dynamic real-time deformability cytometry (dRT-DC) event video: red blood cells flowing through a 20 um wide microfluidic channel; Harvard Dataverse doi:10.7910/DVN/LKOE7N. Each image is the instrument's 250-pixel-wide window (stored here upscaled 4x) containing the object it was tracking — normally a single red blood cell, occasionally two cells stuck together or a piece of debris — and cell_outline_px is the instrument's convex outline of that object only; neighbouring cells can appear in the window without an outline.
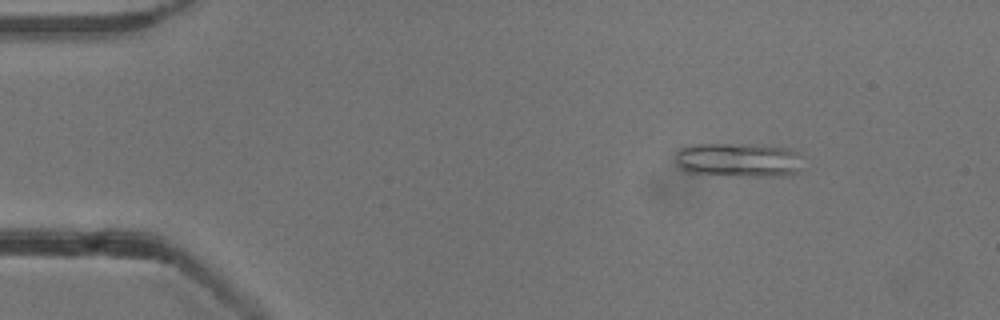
{"species": "common noctule bat (a hibernating species)", "species_latin": "Nyctalus noctula", "temperature_condition": "cold", "stored_images_in_passage": 47, "camera_frame_rate_fps": 3000, "um_per_image_px": 0.085, "animal": {"sex": "male", "body_mass_g": 13.3}, "frame": {"image": 1, "passage_image": 1, "time_ms": 0.0, "image_size_px": [1000, 320], "cell_outline_px": [[804, 168], [796, 172], [784, 176], [744, 176], [688, 172], [680, 168], [676, 164], [676, 152], [680, 148], [692, 144], [756, 144], [788, 148], [800, 152]], "centroid_in_image_um": [62.84, 13.58], "position_along_channel_um": 22.2, "area_um2": 25.84}}
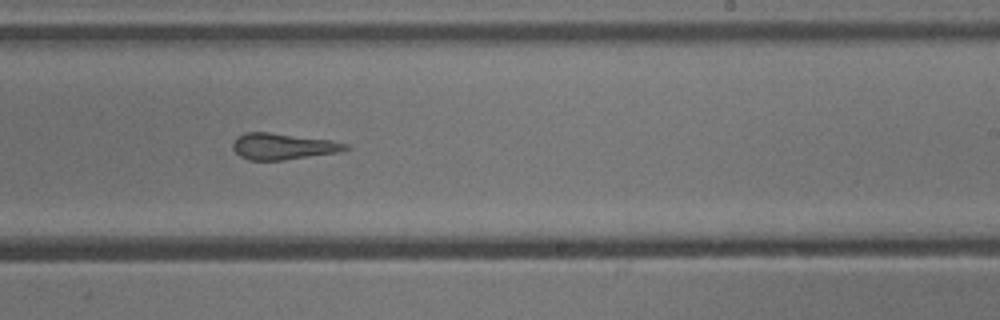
{"frame": {"image": 2, "passage_image": 26, "time_ms": 8.333, "image_size_px": [1000, 320], "cell_outline_px": [[352, 148], [340, 152], [284, 160], [248, 160], [240, 156], [232, 148], [232, 144], [236, 136], [248, 132], [268, 132], [332, 140], [348, 144]], "centroid_in_image_um": [24.07, 12.44], "position_along_channel_um": 264.9, "area_um2": 17.4}}
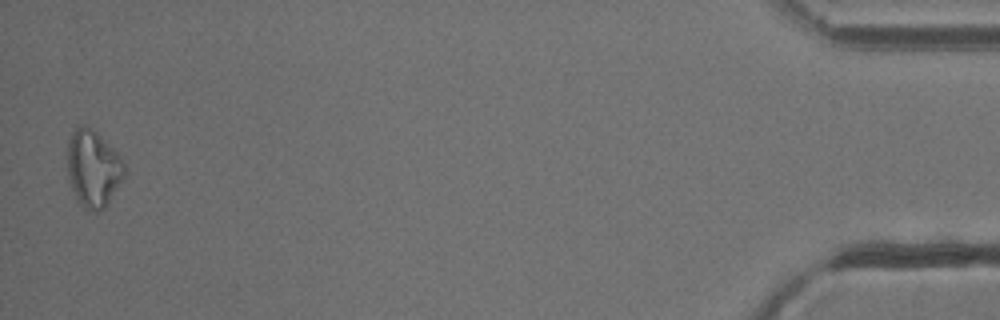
{"frame": {"image": 3, "passage_image": 46, "time_ms": 15.0, "image_size_px": [1000, 320], "cell_outline_px": [[124, 176], [108, 204], [100, 212], [92, 212], [80, 204], [76, 200], [68, 176], [68, 140], [76, 124], [84, 124], [96, 132], [116, 152], [124, 164]], "centroid_in_image_um": [7.9, 14.33], "position_along_channel_um": 427.3, "area_um2": 25.43}, "authors_computed_cell_mechanics": {"area_um2": 18.6694, "velocity_mm_per_s": 3.8384, "shape_relaxation_time_tau1_ms": null, "shape_relaxation_time_tau2_ms": 1.7585, "deformation_change_tau1": null, "deformation_change_tau2": 0.0907}}